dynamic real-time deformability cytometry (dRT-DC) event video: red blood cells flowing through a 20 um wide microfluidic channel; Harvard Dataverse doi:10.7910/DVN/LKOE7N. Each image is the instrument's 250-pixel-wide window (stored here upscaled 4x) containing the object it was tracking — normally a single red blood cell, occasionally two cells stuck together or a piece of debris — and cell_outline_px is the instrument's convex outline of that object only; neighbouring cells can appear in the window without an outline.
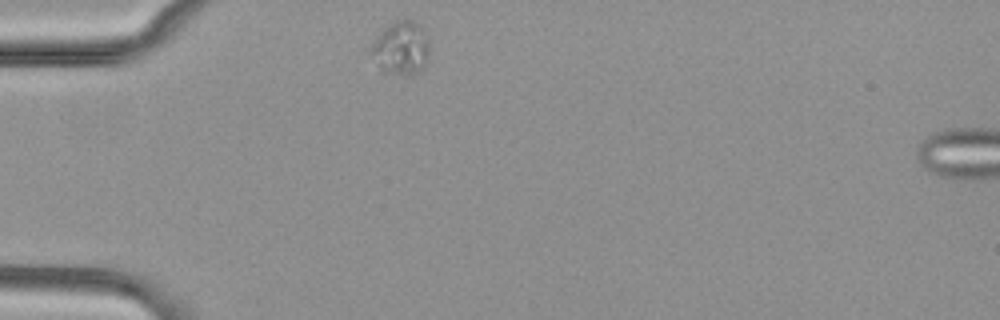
{"species": "common noctule bat (a hibernating species)", "species_latin": "Nyctalus noctula", "temperature_condition": "cold", "stored_images_in_passage": 33, "camera_frame_rate_fps": 3000, "um_per_image_px": 0.085, "animal": {"sex": "female", "body_mass_g": 29.2, "forearm_length_mm": 56.3}, "frame": {"image": 1, "passage_image": 1, "time_ms": 0.0, "image_size_px": [1000, 320], "cell_outline_px": [[432, 40], [428, 64], [420, 72], [404, 76], [380, 72], [368, 52], [372, 44], [380, 32], [392, 20], [412, 20], [420, 24], [424, 28]], "centroid_in_image_um": [34.13, 4.11], "position_along_channel_um": 50.9, "area_um2": 19.48}}
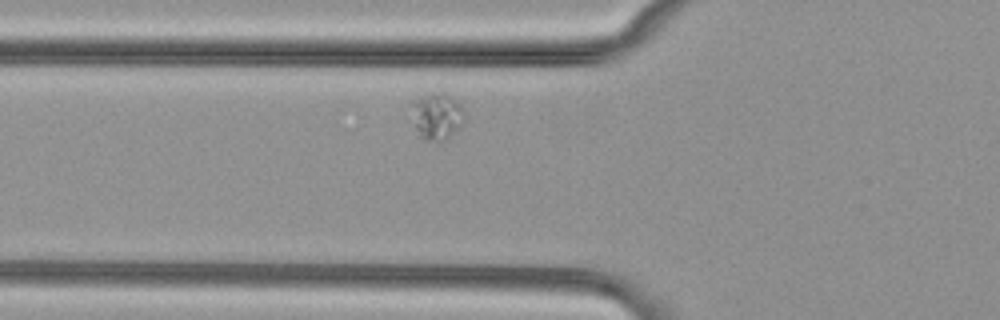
{"frame": {"image": 2, "passage_image": 6, "time_ms": 1.667, "image_size_px": [1000, 320], "cell_outline_px": [[464, 120], [460, 128], [448, 140], [424, 140], [416, 128], [412, 104], [412, 100], [432, 92], [444, 92], [452, 96], [464, 108]], "centroid_in_image_um": [37.2, 9.85], "position_along_channel_um": 88.6, "area_um2": 14.45}}
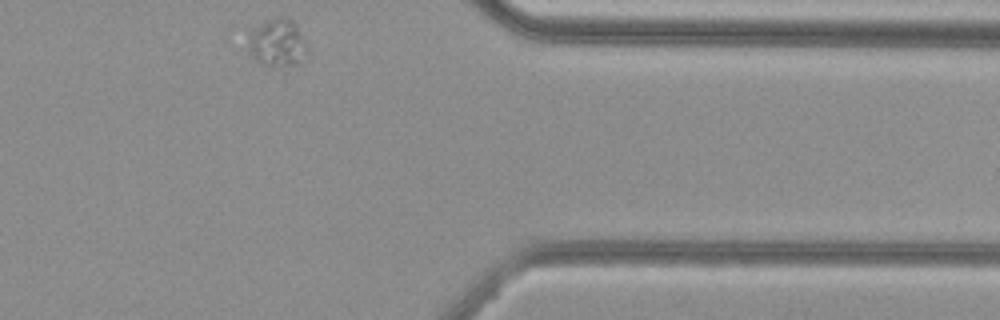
{"frame": {"image": 3, "passage_image": 33, "time_ms": 10.667, "image_size_px": [1000, 320], "cell_outline_px": [[304, 52], [300, 64], [260, 64], [248, 52], [244, 28], [264, 20], [276, 16], [284, 16], [292, 20], [296, 24], [304, 44]], "centroid_in_image_um": [23.39, 3.53], "position_along_channel_um": 388.0, "area_um2": 16.76}}